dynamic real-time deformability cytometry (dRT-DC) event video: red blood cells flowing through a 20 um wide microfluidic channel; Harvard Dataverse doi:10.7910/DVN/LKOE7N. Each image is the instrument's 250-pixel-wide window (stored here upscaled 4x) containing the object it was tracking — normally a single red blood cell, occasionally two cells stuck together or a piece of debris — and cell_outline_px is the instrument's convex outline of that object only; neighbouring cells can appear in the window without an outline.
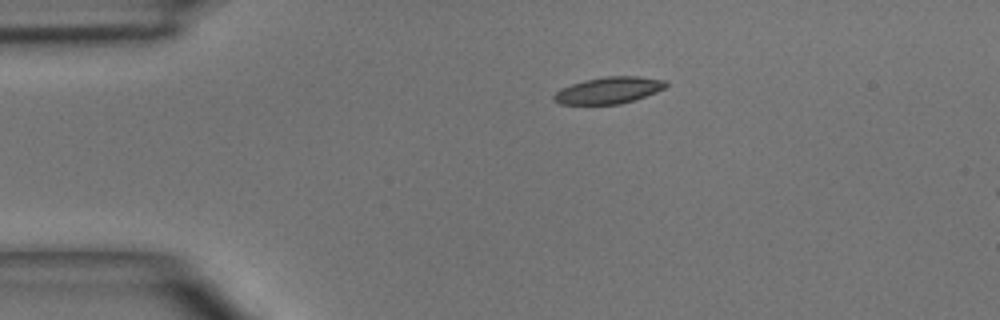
{"species": "common noctule bat (a hibernating species)", "species_latin": "Nyctalus noctula", "temperature_condition": "room temperature", "stored_images_in_passage": 2, "camera_frame_rate_fps": 3000, "um_per_image_px": 0.085, "animal": {"sex": "male", "body_mass_g": 15.6}, "frame": {"image": 1, "passage_image": 2, "time_ms": 2.0, "image_size_px": [1000, 320], "cell_outline_px": [[668, 84], [664, 88], [656, 92], [620, 104], [560, 104], [552, 100], [552, 96], [556, 92], [572, 84], [584, 80], [604, 76], [640, 76], [664, 80]], "centroid_in_image_um": [51.72, 7.67], "position_along_channel_um": 33.3, "area_um2": 17.22}}